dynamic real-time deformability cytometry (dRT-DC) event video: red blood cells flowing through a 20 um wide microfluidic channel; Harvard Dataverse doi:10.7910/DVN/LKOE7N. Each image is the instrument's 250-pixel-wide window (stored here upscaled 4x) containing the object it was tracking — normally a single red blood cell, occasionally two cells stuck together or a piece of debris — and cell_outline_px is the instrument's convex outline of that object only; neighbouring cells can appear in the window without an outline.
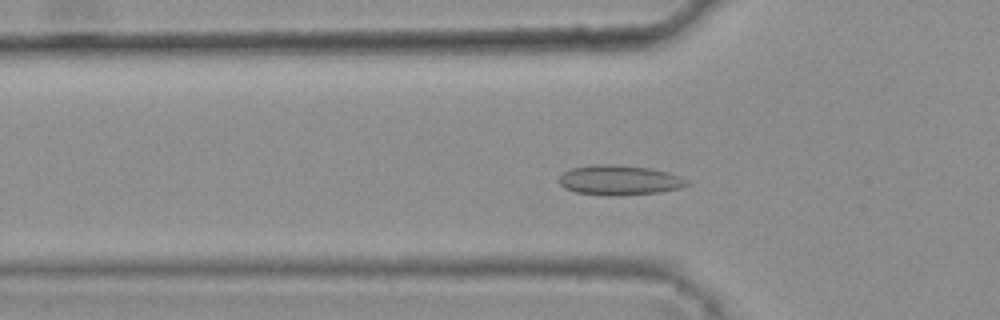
{"species": "common noctule bat (a hibernating species)", "species_latin": "Nyctalus noctula", "temperature_condition": "warm", "stored_images_in_passage": 40, "camera_frame_rate_fps": 3000, "um_per_image_px": 0.085, "animal": {"sex": "female", "body_mass_g": 25.1}, "frame": {"image": 1, "passage_image": 13, "time_ms": 4.0, "image_size_px": [1000, 320], "cell_outline_px": [[688, 184], [680, 188], [660, 192], [612, 196], [608, 196], [576, 192], [564, 188], [560, 184], [560, 176], [564, 172], [572, 168], [596, 164], [616, 164], [652, 168], [668, 172], [680, 176], [688, 180]], "centroid_in_image_um": [52.66, 15.31], "position_along_channel_um": 73.1, "area_um2": 22.31}}
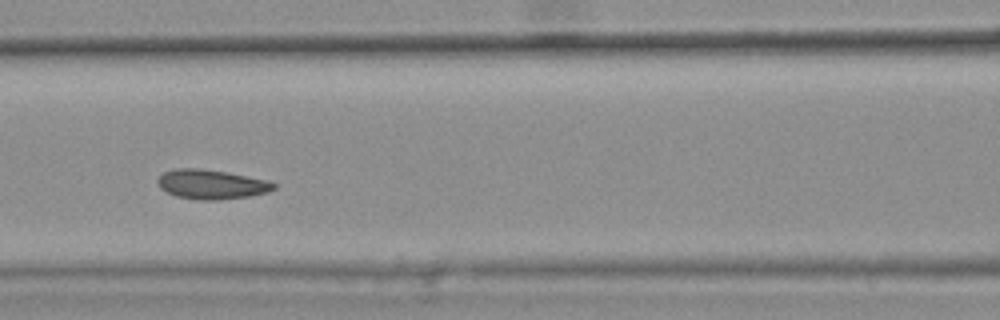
{"frame": {"image": 2, "passage_image": 19, "time_ms": 6.0, "image_size_px": [1000, 320], "cell_outline_px": [[276, 188], [268, 192], [248, 196], [216, 200], [196, 200], [176, 196], [160, 188], [156, 180], [164, 172], [176, 168], [200, 168], [224, 172], [268, 180], [276, 184]], "centroid_in_image_um": [17.96, 15.67], "position_along_channel_um": 148.6, "area_um2": 19.83}}
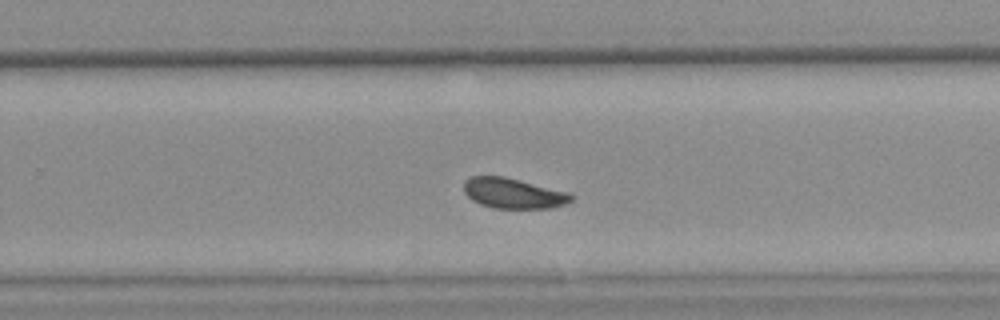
{"frame": {"image": 3, "passage_image": 30, "time_ms": 9.667, "image_size_px": [1000, 320], "cell_outline_px": [[576, 196], [572, 200], [564, 204], [552, 208], [492, 208], [480, 204], [472, 200], [464, 192], [464, 180], [472, 176], [504, 176], [564, 192]], "centroid_in_image_um": [43.58, 16.44], "position_along_channel_um": 286.2, "area_um2": 18.73}, "authors_computed_cell_mechanics": {"area_um2": 19.7965, "velocity_mm_per_s": 3.7647, "shape_relaxation_time_tau1_ms": 4.898, "shape_relaxation_time_tau2_ms": 2.7593, "deformation_change_tau1": 0.0864, "deformation_change_tau2": 0.0598}}